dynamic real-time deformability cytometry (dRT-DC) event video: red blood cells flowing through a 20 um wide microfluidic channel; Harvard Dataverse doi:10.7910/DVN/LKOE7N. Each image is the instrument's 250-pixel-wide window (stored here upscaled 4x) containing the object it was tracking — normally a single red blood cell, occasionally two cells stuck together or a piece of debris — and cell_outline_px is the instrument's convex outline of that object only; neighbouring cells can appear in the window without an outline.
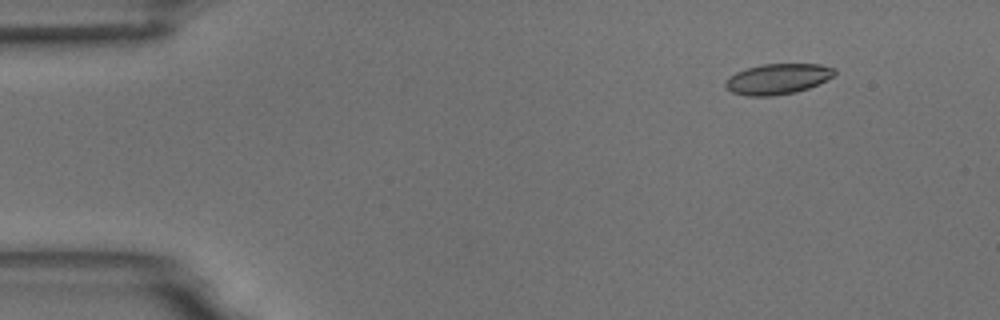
{"species": "common noctule bat (a hibernating species)", "species_latin": "Nyctalus noctula", "temperature_condition": "room temperature", "stored_images_in_passage": 6, "camera_frame_rate_fps": 3000, "um_per_image_px": 0.085, "animal": {"sex": "male", "body_mass_g": 18.8}, "frame": {"image": 1, "passage_image": 2, "time_ms": 1.333, "image_size_px": [1000, 320], "cell_outline_px": [[836, 72], [832, 76], [808, 88], [796, 92], [772, 96], [748, 96], [732, 92], [724, 84], [728, 76], [736, 72], [748, 68], [764, 64], [820, 64], [836, 68]], "centroid_in_image_um": [66.09, 6.71], "position_along_channel_um": 18.9, "area_um2": 19.25}}
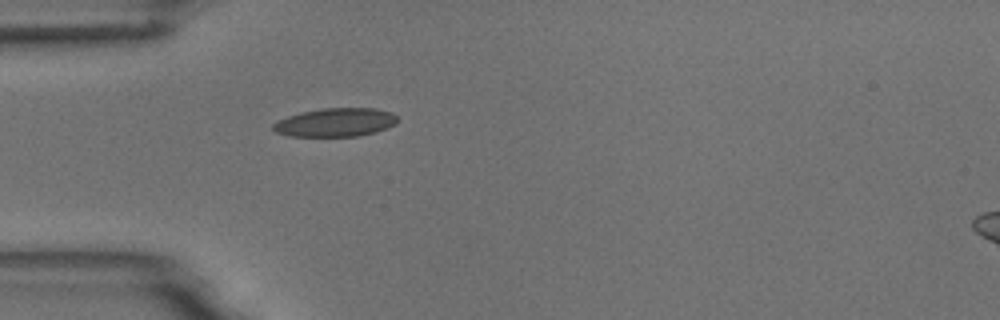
{"frame": {"image": 2, "passage_image": 5, "time_ms": 4.667, "image_size_px": [1000, 320], "cell_outline_px": [[396, 124], [376, 132], [360, 136], [288, 136], [276, 132], [272, 128], [272, 124], [288, 116], [300, 112], [324, 108], [376, 108], [392, 112], [396, 116]], "centroid_in_image_um": [28.53, 10.4], "position_along_channel_um": 56.5, "area_um2": 20.69}}